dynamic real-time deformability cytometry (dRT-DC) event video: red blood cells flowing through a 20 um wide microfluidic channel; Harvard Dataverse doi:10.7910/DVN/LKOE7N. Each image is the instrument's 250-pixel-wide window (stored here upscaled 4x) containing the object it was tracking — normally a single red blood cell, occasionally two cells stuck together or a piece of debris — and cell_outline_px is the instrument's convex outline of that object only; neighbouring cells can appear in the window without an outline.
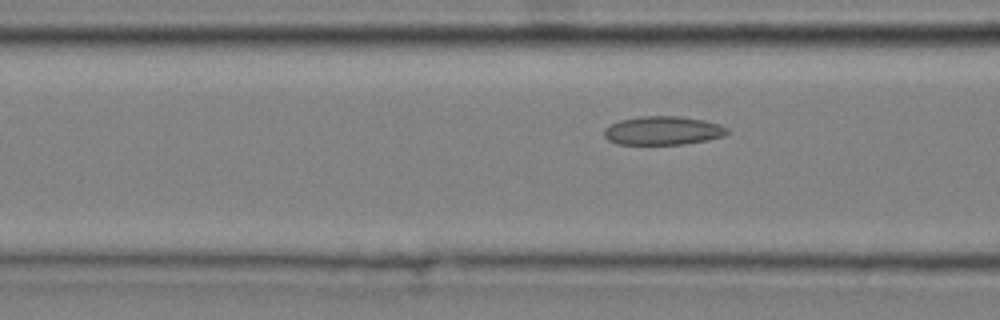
{"species": "common noctule bat (a hibernating species)", "species_latin": "Nyctalus noctula", "temperature_condition": "cold", "stored_images_in_passage": 6, "camera_frame_rate_fps": 3000, "um_per_image_px": 0.085, "animal": {"sex": "male", "body_mass_g": 20.4}, "frame": {"image": 1, "passage_image": 6, "time_ms": 1.667, "image_size_px": [1000, 320], "cell_outline_px": [[728, 132], [724, 136], [708, 140], [684, 144], [616, 144], [608, 140], [604, 136], [604, 128], [620, 120], [640, 116], [680, 116], [704, 120], [720, 124], [728, 128]], "centroid_in_image_um": [56.36, 11.1], "position_along_channel_um": 110.2, "area_um2": 20.63}}